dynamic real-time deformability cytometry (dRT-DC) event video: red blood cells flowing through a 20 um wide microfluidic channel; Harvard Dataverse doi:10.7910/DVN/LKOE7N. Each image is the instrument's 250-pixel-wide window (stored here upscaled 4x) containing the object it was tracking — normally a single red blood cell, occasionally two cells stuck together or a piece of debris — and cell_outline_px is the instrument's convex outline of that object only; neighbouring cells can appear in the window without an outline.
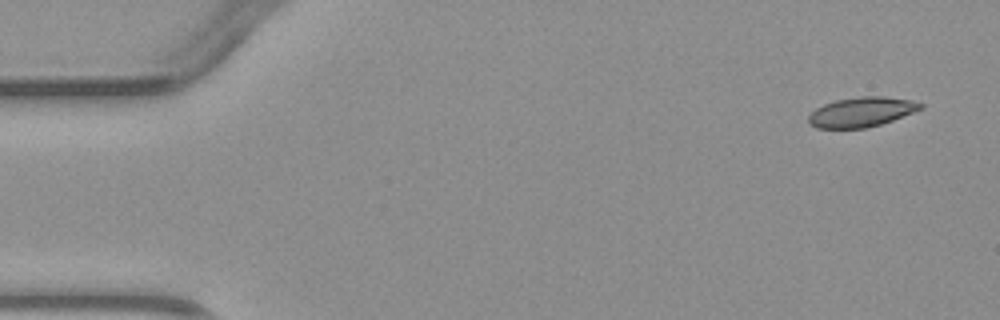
{"species": "common noctule bat (a hibernating species)", "species_latin": "Nyctalus noctula", "temperature_condition": "warm", "stored_images_in_passage": 4, "camera_frame_rate_fps": 3000, "um_per_image_px": 0.085, "animal": {"sex": "male", "body_mass_g": 23.1, "forearm_length_mm": 52.7}, "frame": {"image": 1, "passage_image": 1, "time_ms": 0.0, "image_size_px": [1000, 320], "cell_outline_px": [[924, 108], [892, 120], [880, 124], [864, 128], [816, 128], [808, 124], [808, 116], [816, 108], [824, 104], [836, 100], [860, 96], [884, 96], [912, 100], [924, 104]], "centroid_in_image_um": [73.22, 9.51], "position_along_channel_um": 11.8, "area_um2": 19.42}}
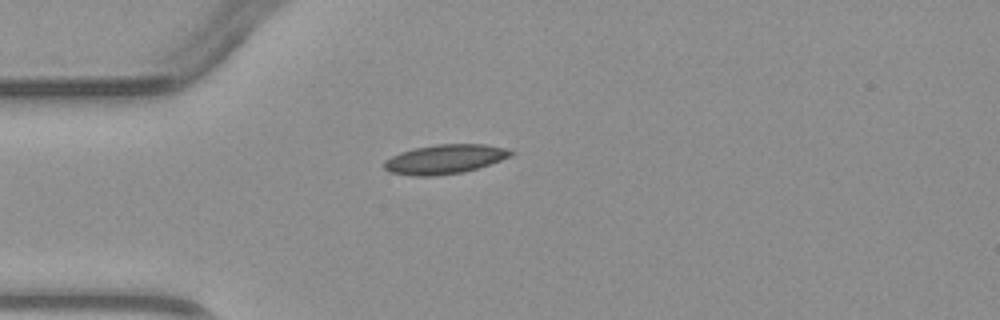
{"frame": {"image": 2, "passage_image": 3, "time_ms": 3.333, "image_size_px": [1000, 320], "cell_outline_px": [[516, 152], [512, 156], [464, 172], [432, 176], [412, 176], [388, 172], [384, 168], [384, 160], [400, 152], [412, 148], [436, 144], [484, 144], [508, 148]], "centroid_in_image_um": [37.8, 13.52], "position_along_channel_um": 47.2, "area_um2": 21.79}}